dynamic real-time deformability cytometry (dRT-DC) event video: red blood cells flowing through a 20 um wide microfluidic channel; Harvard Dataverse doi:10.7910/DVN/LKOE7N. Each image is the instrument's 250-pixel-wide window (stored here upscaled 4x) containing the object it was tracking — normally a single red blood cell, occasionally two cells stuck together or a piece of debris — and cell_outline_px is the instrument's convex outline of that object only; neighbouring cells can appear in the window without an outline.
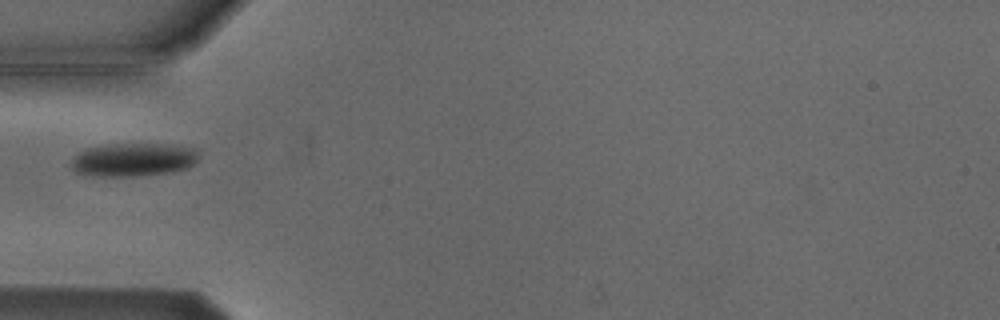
{"species": "Egyptian fruit bat (a non-hibernating species)", "species_latin": "Rousettus aegyptiacus", "temperature_condition": "cold", "stored_images_in_passage": 1, "camera_frame_rate_fps": 3000, "um_per_image_px": 0.085, "animal": {"sex": "male"}, "frame": {"image": 1, "passage_image": 1, "time_ms": 0.0, "image_size_px": [1000, 320], "cell_outline_px": [[200, 152], [196, 160], [188, 168], [172, 172], [136, 176], [84, 176], [76, 172], [72, 168], [72, 156], [84, 148], [112, 144], [172, 144], [196, 148]], "centroid_in_image_um": [11.32, 13.57], "position_along_channel_um": 73.7, "area_um2": 25.2}}